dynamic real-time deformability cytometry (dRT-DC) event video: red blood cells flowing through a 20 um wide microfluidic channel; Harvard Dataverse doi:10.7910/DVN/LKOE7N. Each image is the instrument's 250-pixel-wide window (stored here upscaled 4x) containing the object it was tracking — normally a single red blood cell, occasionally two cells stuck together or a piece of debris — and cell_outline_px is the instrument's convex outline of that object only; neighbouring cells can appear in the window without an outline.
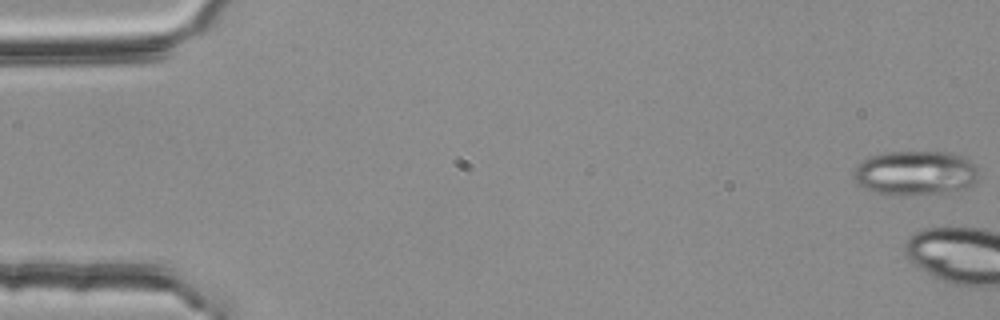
{"species": "common noctule bat (a hibernating species)", "species_latin": "Nyctalus noctula", "temperature_condition": "room temperature", "stored_images_in_passage": 5, "camera_frame_rate_fps": 3000, "um_per_image_px": 0.085, "animal": {"sex": "female", "body_mass_g": 25.1}, "frame": {"image": 1, "passage_image": 1, "time_ms": 0.0, "image_size_px": [1000, 320], "cell_outline_px": [[976, 180], [972, 184], [964, 188], [940, 192], [908, 196], [896, 196], [876, 192], [860, 184], [852, 176], [852, 172], [856, 164], [872, 156], [888, 152], [948, 152], [960, 156], [976, 164]], "centroid_in_image_um": [77.77, 14.7], "position_along_channel_um": 7.2, "area_um2": 32.08}}